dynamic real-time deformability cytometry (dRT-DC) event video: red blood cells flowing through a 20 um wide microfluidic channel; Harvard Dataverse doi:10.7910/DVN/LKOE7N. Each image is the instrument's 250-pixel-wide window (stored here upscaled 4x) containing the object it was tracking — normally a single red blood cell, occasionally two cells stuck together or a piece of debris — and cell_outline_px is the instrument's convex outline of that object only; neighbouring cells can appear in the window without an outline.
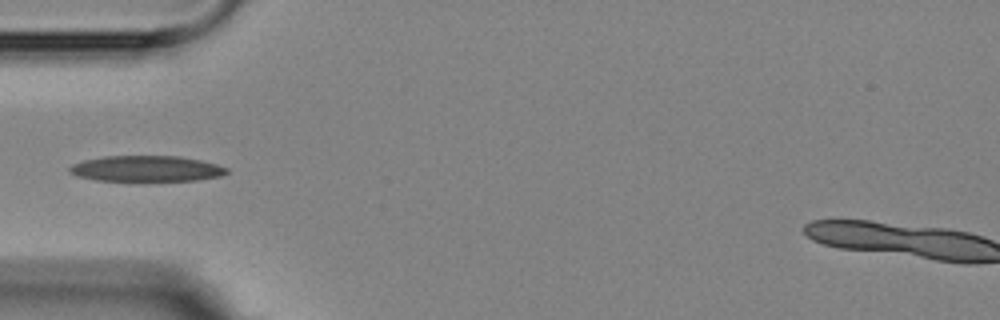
{"species": "Egyptian fruit bat (a non-hibernating species)", "species_latin": "Rousettus aegyptiacus", "temperature_condition": "room temperature", "stored_images_in_passage": 3, "camera_frame_rate_fps": 3000, "um_per_image_px": 0.085, "animal": {"sex": "female"}, "frame": {"image": 1, "passage_image": 3, "time_ms": 3.0, "image_size_px": [1000, 320], "cell_outline_px": [[228, 172], [220, 176], [196, 180], [136, 184], [96, 180], [76, 176], [68, 172], [68, 168], [72, 164], [84, 160], [104, 156], [180, 156], [200, 160], [216, 164], [228, 168]], "centroid_in_image_um": [12.39, 14.39], "position_along_channel_um": 72.6, "area_um2": 24.91}}